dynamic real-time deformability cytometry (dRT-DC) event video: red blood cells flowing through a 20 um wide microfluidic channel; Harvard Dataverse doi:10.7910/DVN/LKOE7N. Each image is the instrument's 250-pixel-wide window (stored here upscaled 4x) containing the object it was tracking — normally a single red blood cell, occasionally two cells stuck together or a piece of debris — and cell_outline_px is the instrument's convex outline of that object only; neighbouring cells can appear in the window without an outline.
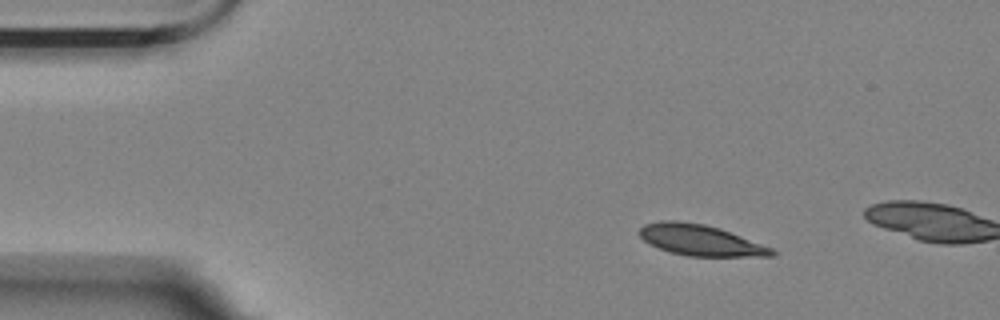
{"species": "Egyptian fruit bat (a non-hibernating species)", "species_latin": "Rousettus aegyptiacus", "temperature_condition": "room temperature", "stored_images_in_passage": 3, "camera_frame_rate_fps": 3000, "um_per_image_px": 0.085, "animal": {"sex": "female"}, "frame": {"image": 1, "passage_image": 1, "time_ms": 0.0, "image_size_px": [1000, 320], "cell_outline_px": [[776, 256], [688, 256], [672, 252], [648, 244], [636, 232], [644, 224], [660, 220], [676, 220], [704, 224], [720, 228], [772, 248], [776, 252]], "centroid_in_image_um": [59.5, 20.4], "position_along_channel_um": 25.5, "area_um2": 23.81}}